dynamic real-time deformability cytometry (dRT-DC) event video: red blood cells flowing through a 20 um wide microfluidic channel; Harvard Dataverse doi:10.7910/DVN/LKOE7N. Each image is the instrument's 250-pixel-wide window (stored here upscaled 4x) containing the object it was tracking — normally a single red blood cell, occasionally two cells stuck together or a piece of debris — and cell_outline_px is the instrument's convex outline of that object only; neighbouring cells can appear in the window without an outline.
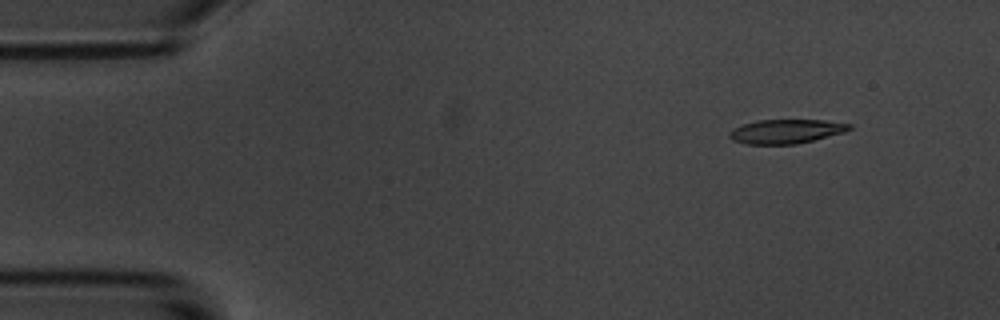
{"species": "common noctule bat (a hibernating species)", "species_latin": "Nyctalus noctula", "temperature_condition": "room temperature", "stored_images_in_passage": 6, "camera_frame_rate_fps": 3000, "um_per_image_px": 0.085, "animal": {"sex": "male", "body_mass_g": 20.1, "forearm_length_mm": 53.5}, "frame": {"image": 1, "passage_image": 2, "time_ms": 1.0, "image_size_px": [1000, 320], "cell_outline_px": [[852, 128], [844, 132], [796, 144], [744, 144], [732, 140], [728, 136], [728, 132], [732, 128], [756, 120], [824, 120], [852, 124]], "centroid_in_image_um": [66.77, 11.16], "position_along_channel_um": 18.2, "area_um2": 16.88}}
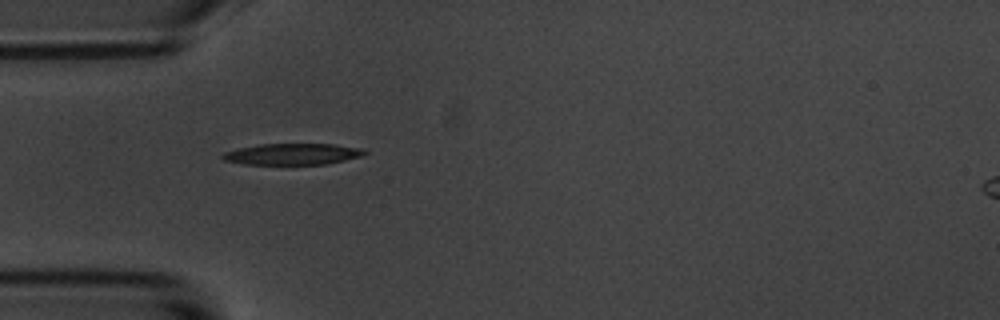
{"frame": {"image": 2, "passage_image": 5, "time_ms": 4.667, "image_size_px": [1000, 320], "cell_outline_px": [[368, 152], [364, 156], [324, 164], [244, 164], [224, 160], [220, 156], [224, 152], [236, 148], [260, 144], [336, 144], [364, 148]], "centroid_in_image_um": [24.89, 13.09], "position_along_channel_um": 60.1, "area_um2": 17.74}}